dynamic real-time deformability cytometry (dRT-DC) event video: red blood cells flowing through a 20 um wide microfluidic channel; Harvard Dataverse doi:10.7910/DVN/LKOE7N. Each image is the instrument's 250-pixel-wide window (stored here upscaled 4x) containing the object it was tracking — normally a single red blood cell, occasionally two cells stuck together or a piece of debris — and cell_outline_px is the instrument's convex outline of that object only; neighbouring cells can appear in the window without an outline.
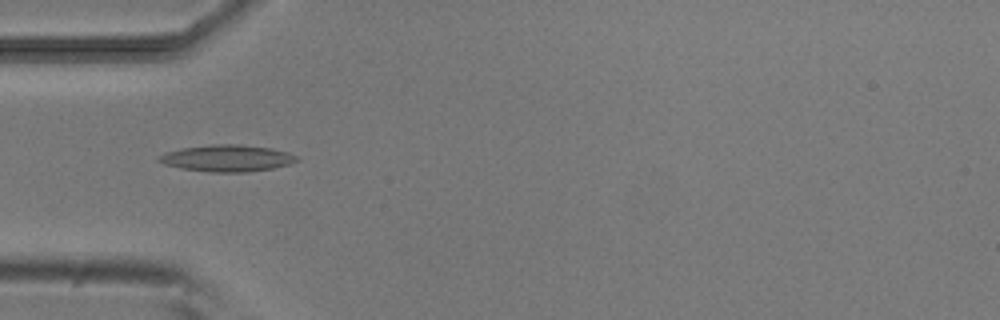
{"species": "common noctule bat (a hibernating species)", "species_latin": "Nyctalus noctula", "temperature_condition": "room temperature", "stored_images_in_passage": 40, "camera_frame_rate_fps": 3000, "um_per_image_px": 0.085, "animal": {"sex": "male", "body_mass_g": 20.5, "forearm_length_mm": 52.5}, "frame": {"image": 1, "passage_image": 4, "time_ms": 1.0, "image_size_px": [1000, 320], "cell_outline_px": [[300, 160], [288, 164], [272, 168], [244, 172], [212, 172], [180, 168], [164, 164], [156, 160], [156, 156], [164, 152], [184, 148], [212, 144], [236, 144], [272, 148], [288, 152], [296, 156]], "centroid_in_image_um": [19.26, 13.44], "position_along_channel_um": 65.7, "area_um2": 21.39}}
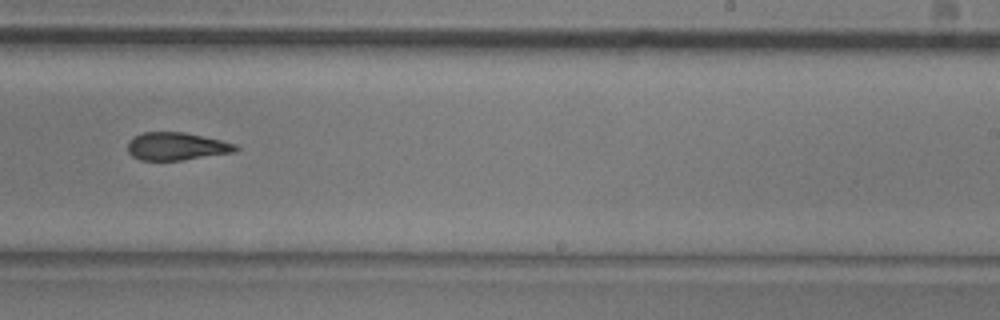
{"frame": {"image": 2, "passage_image": 20, "time_ms": 6.333, "image_size_px": [1000, 320], "cell_outline_px": [[240, 148], [236, 152], [180, 160], [140, 160], [132, 156], [128, 152], [128, 140], [132, 136], [144, 132], [184, 132], [220, 140], [236, 144]], "centroid_in_image_um": [14.98, 12.43], "position_along_channel_um": 274.0, "area_um2": 17.51}}
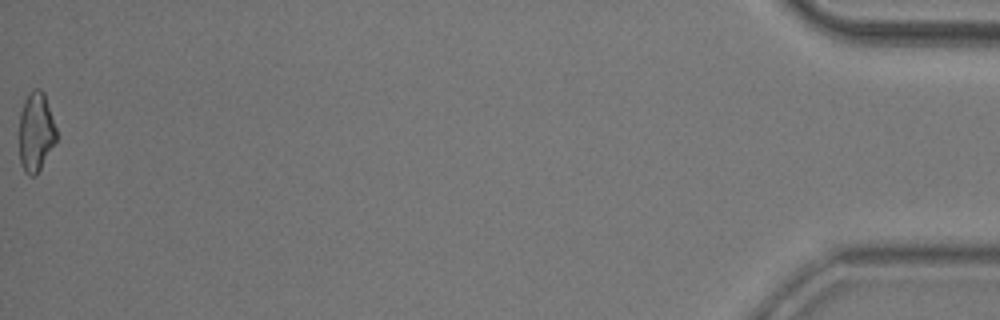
{"frame": {"image": 3, "passage_image": 40, "time_ms": 13.0, "image_size_px": [1000, 320], "cell_outline_px": [[56, 140], [36, 176], [28, 176], [24, 172], [20, 160], [20, 112], [24, 100], [28, 92], [32, 88], [40, 88], [44, 92], [56, 128]], "centroid_in_image_um": [3.04, 11.19], "position_along_channel_um": 432.2, "area_um2": 17.17}, "authors_computed_cell_mechanics": {"area_um2": 18.1492, "velocity_mm_per_s": 3.8912, "shape_relaxation_time_tau1_ms": 6.0604, "shape_relaxation_time_tau2_ms": 6.8777, "deformation_change_tau1": 0.182, "deformation_change_tau2": 0.1417}}